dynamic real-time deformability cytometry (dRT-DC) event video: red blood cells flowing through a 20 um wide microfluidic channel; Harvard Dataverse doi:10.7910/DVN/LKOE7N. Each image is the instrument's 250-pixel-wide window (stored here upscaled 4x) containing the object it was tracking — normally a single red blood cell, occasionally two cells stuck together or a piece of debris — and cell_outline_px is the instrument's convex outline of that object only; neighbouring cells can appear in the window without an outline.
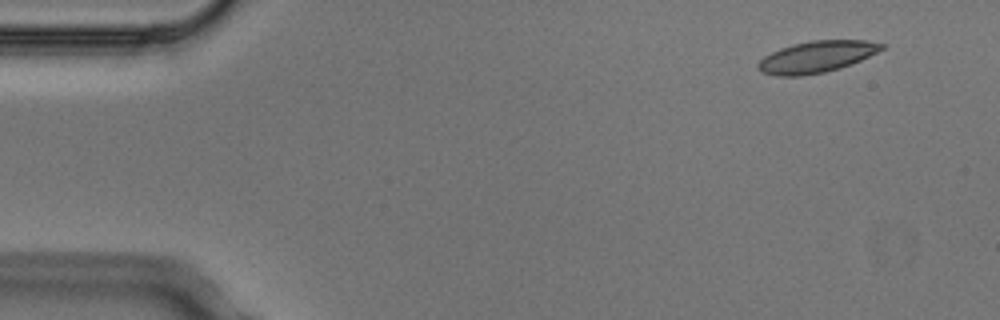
{"species": "Egyptian fruit bat (a non-hibernating species)", "species_latin": "Rousettus aegyptiacus", "temperature_condition": "cold", "stored_images_in_passage": 5, "segment_of_instrument_passage": [2, 2], "camera_frame_rate_fps": 3000, "um_per_image_px": 0.085, "animal": {"sex": "male"}, "frame": {"image": 1, "passage_image": 5, "time_ms": 1.333, "image_size_px": [1000, 320], "cell_outline_px": [[884, 48], [860, 60], [840, 68], [824, 72], [800, 76], [776, 76], [760, 72], [756, 68], [756, 64], [764, 56], [780, 48], [792, 44], [812, 40], [864, 40], [884, 44]], "centroid_in_image_um": [69.34, 4.83], "position_along_channel_um": 15.7, "area_um2": 22.66}}